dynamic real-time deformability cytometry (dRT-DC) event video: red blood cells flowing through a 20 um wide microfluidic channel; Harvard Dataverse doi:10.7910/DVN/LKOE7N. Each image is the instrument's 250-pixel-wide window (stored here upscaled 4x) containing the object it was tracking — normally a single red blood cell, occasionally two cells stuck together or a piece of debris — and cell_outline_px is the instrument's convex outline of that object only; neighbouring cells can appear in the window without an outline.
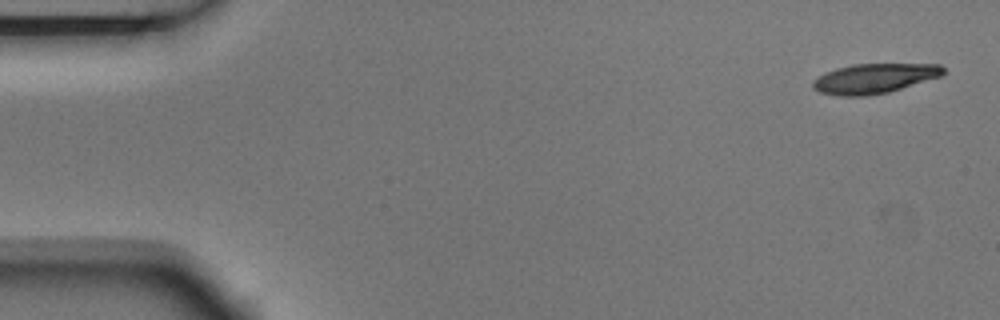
{"species": "Egyptian fruit bat (a non-hibernating species)", "species_latin": "Rousettus aegyptiacus", "temperature_condition": "room temperature", "stored_images_in_passage": 6, "camera_frame_rate_fps": 3000, "um_per_image_px": 0.085, "animal": {"sex": "male"}, "frame": {"image": 1, "passage_image": 1, "time_ms": 0.0, "image_size_px": [1000, 320], "cell_outline_px": [[944, 72], [940, 76], [888, 92], [868, 96], [840, 96], [820, 92], [812, 88], [812, 80], [836, 68], [852, 64], [940, 64], [944, 68]], "centroid_in_image_um": [74.29, 6.67], "position_along_channel_um": 10.7, "area_um2": 22.43}}
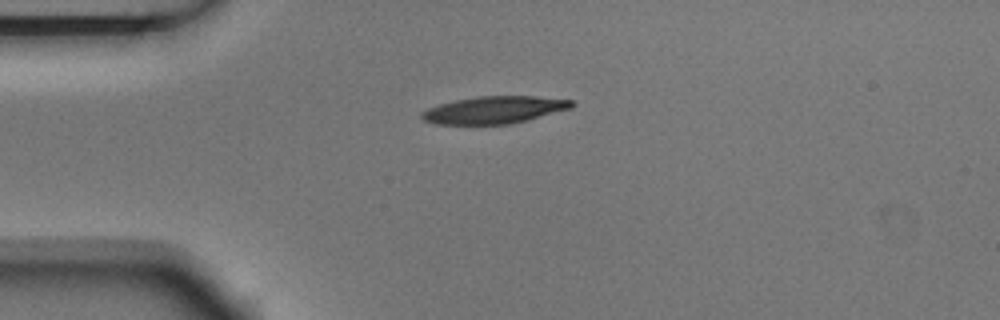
{"frame": {"image": 2, "passage_image": 4, "time_ms": 1.0, "image_size_px": [1000, 320], "cell_outline_px": [[576, 104], [572, 108], [508, 124], [436, 124], [420, 120], [420, 112], [428, 108], [440, 104], [456, 100], [480, 96], [536, 96], [572, 100]], "centroid_in_image_um": [41.97, 9.34], "position_along_channel_um": 43.0, "area_um2": 23.7}}
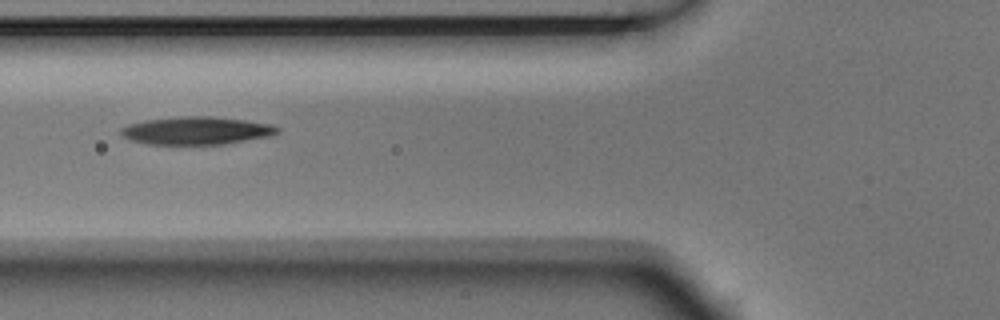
{"frame": {"image": 3, "passage_image": 6, "time_ms": 1.667, "image_size_px": [1000, 320], "cell_outline_px": [[280, 132], [272, 136], [224, 144], [148, 144], [128, 140], [120, 136], [120, 128], [128, 124], [144, 120], [180, 116], [212, 116], [244, 120], [272, 124], [280, 128]], "centroid_in_image_um": [16.68, 11.1], "position_along_channel_um": 109.1, "area_um2": 25.72}}